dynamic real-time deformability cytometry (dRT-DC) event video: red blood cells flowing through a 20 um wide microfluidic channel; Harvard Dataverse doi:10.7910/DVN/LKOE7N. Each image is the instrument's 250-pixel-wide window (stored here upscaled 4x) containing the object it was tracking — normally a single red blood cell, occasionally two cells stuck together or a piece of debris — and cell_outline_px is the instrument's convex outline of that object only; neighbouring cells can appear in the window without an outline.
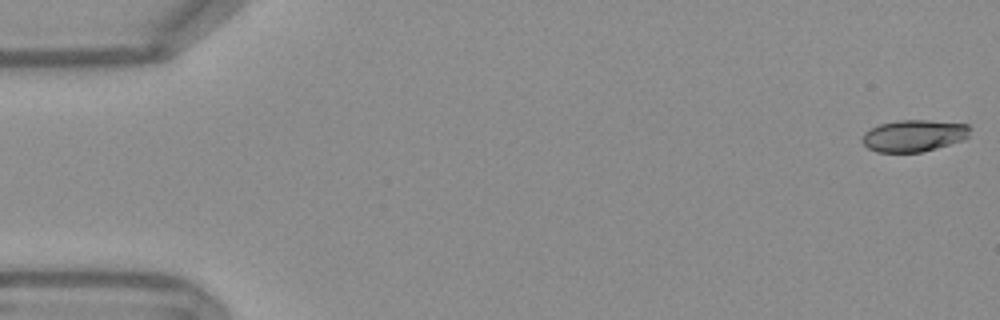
{"species": "Egyptian fruit bat (a non-hibernating species)", "species_latin": "Rousettus aegyptiacus", "temperature_condition": "warm", "stored_images_in_passage": 47, "camera_frame_rate_fps": 3000, "um_per_image_px": 0.085, "frame": {"image": 1, "passage_image": 1, "time_ms": 0.0, "image_size_px": [1000, 320], "cell_outline_px": [[972, 128], [968, 136], [964, 140], [936, 148], [920, 152], [876, 152], [868, 148], [860, 140], [864, 132], [880, 124], [900, 120], [928, 120], [968, 124]], "centroid_in_image_um": [77.69, 11.53], "position_along_channel_um": 7.3, "area_um2": 20.06}}
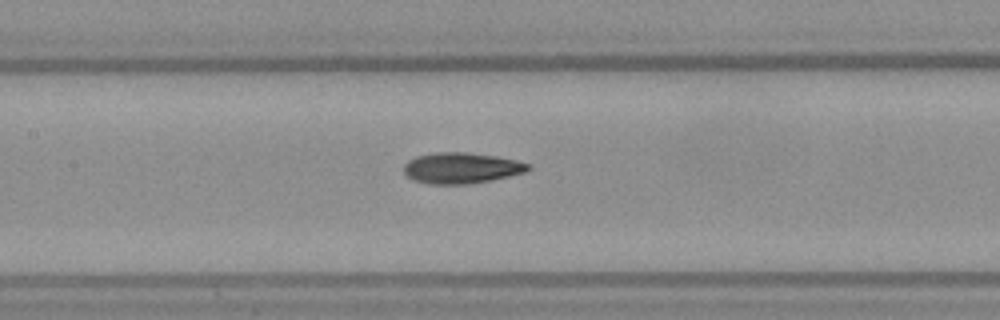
{"frame": {"image": 2, "passage_image": 25, "time_ms": 8.0, "image_size_px": [1000, 320], "cell_outline_px": [[532, 168], [524, 172], [492, 180], [468, 184], [432, 184], [412, 180], [404, 172], [404, 164], [408, 160], [416, 156], [436, 152], [464, 152], [496, 156], [516, 160], [532, 164]], "centroid_in_image_um": [39.22, 14.28], "position_along_channel_um": 168.2, "area_um2": 22.43}}
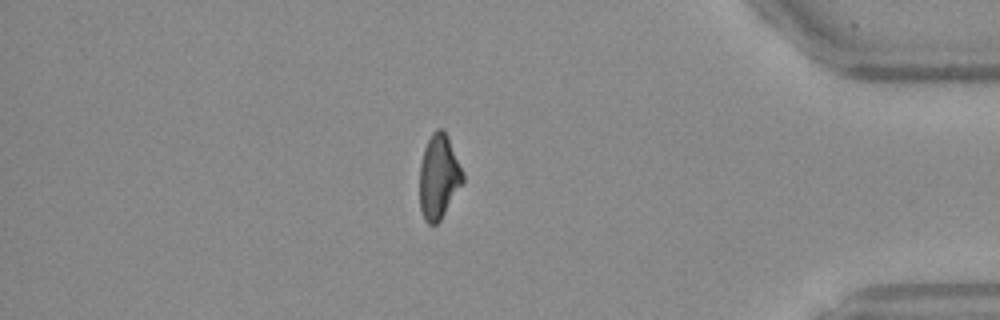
{"frame": {"image": 3, "passage_image": 46, "time_ms": 15.0, "image_size_px": [1000, 320], "cell_outline_px": [[464, 184], [440, 220], [436, 224], [428, 224], [424, 220], [420, 208], [420, 164], [424, 148], [432, 132], [436, 128], [444, 128], [448, 136], [464, 172]], "centroid_in_image_um": [37.32, 15.01], "position_along_channel_um": 397.9, "area_um2": 21.62}}